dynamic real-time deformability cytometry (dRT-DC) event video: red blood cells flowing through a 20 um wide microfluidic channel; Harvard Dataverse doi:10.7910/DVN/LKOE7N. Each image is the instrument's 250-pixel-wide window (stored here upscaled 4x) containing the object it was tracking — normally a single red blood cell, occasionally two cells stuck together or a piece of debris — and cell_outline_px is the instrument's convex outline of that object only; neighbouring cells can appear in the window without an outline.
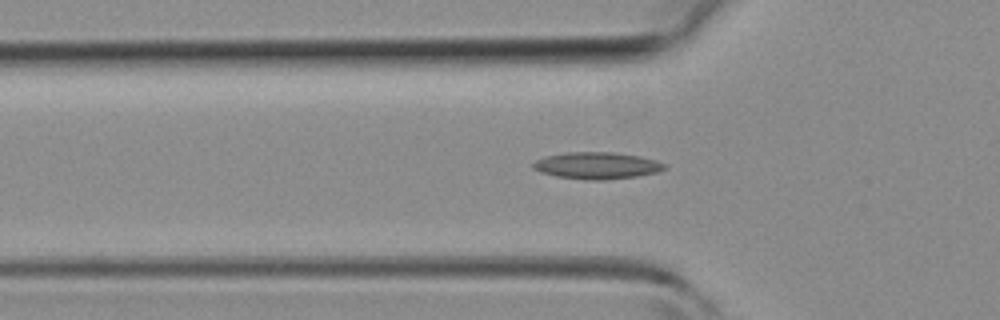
{"species": "common noctule bat (a hibernating species)", "species_latin": "Nyctalus noctula", "temperature_condition": "room temperature", "stored_images_in_passage": 38, "camera_frame_rate_fps": 3000, "um_per_image_px": 0.085, "animal": {"sex": "female", "body_mass_g": 19.3, "forearm_length_mm": 54.1}, "frame": {"image": 1, "passage_image": 11, "time_ms": 3.333, "image_size_px": [1000, 320], "cell_outline_px": [[664, 168], [656, 172], [636, 176], [604, 180], [588, 180], [556, 176], [540, 172], [532, 168], [532, 164], [536, 160], [544, 156], [568, 152], [612, 152], [640, 156], [656, 160], [664, 164]], "centroid_in_image_um": [50.68, 14.07], "position_along_channel_um": 75.1, "area_um2": 20.4}}
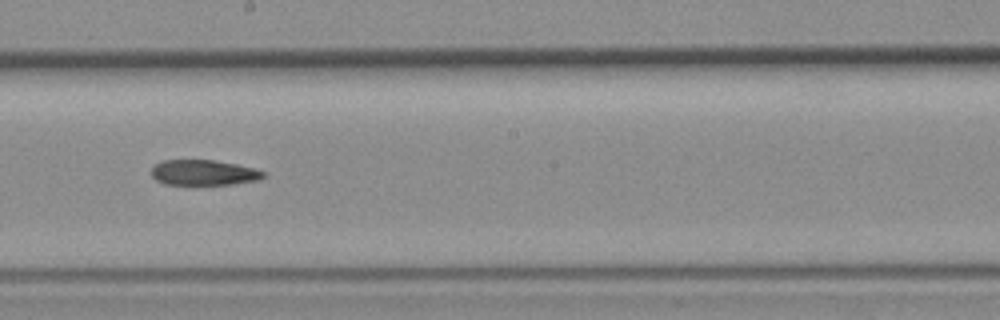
{"frame": {"image": 2, "passage_image": 21, "time_ms": 6.667, "image_size_px": [1000, 320], "cell_outline_px": [[264, 176], [260, 180], [232, 184], [164, 184], [156, 180], [152, 176], [152, 168], [156, 164], [164, 160], [212, 160], [236, 164], [252, 168], [264, 172]], "centroid_in_image_um": [17.3, 14.67], "position_along_channel_um": 230.9, "area_um2": 16.36}}
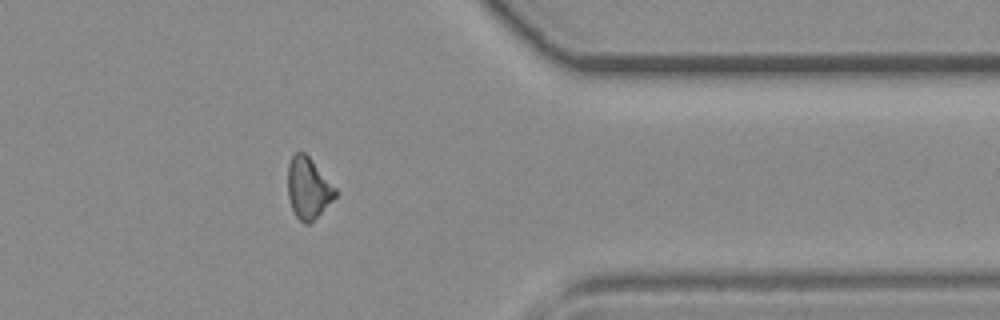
{"frame": {"image": 3, "passage_image": 32, "time_ms": 10.333, "image_size_px": [1000, 320], "cell_outline_px": [[336, 196], [308, 224], [304, 224], [296, 216], [292, 208], [288, 196], [288, 164], [292, 156], [296, 152], [304, 152], [312, 160], [336, 188]], "centroid_in_image_um": [26.18, 15.97], "position_along_channel_um": 385.2, "area_um2": 16.59}}